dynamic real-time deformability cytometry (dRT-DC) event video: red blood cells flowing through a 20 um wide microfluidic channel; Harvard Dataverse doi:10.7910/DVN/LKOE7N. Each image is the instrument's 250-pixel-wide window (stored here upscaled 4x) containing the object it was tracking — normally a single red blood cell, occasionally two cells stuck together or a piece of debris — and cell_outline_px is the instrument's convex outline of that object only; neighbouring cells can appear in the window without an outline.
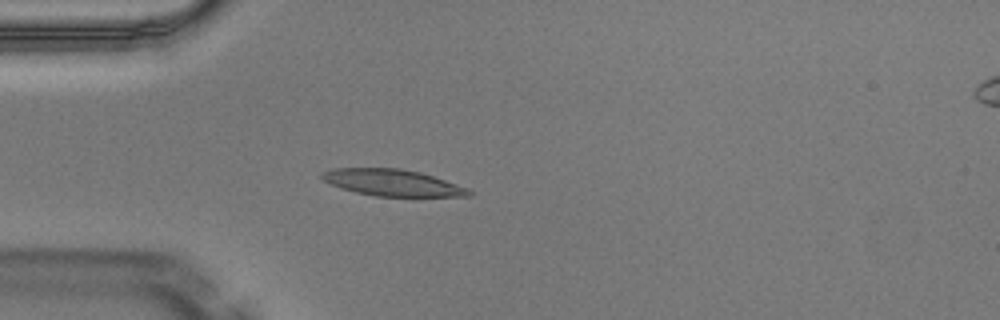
{"species": "Egyptian fruit bat (a non-hibernating species)", "species_latin": "Rousettus aegyptiacus", "temperature_condition": "warm", "stored_images_in_passage": 1, "camera_frame_rate_fps": 3000, "um_per_image_px": 0.085, "animal": {"sex": "male"}, "frame": {"image": 1, "passage_image": 1, "time_ms": 0.0, "image_size_px": [1000, 320], "cell_outline_px": [[472, 196], [376, 196], [356, 192], [340, 188], [324, 180], [320, 176], [320, 172], [332, 168], [400, 168], [420, 172], [468, 188], [472, 192]], "centroid_in_image_um": [33.32, 15.52], "position_along_channel_um": 51.7, "area_um2": 22.6}}